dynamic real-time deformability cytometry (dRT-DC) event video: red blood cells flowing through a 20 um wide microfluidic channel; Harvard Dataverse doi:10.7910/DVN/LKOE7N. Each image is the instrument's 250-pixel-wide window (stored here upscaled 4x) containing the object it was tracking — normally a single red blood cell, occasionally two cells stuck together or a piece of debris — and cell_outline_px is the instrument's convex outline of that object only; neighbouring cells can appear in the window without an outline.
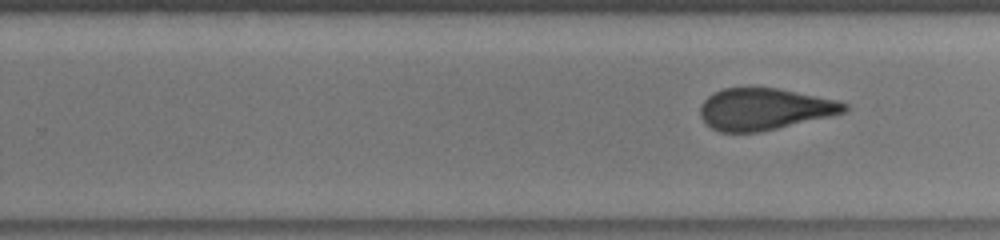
{"species": "human", "species_latin": "Homo sapiens", "temperature_condition": "room temperature", "stored_images_in_passage": 17, "segment_of_instrument_passage": [2, 2], "camera_frame_rate_fps": 3000, "um_per_image_px": 0.085, "donor": {"sex": "male"}, "frame": {"image": 1, "passage_image": 17, "time_ms": 9.0, "image_size_px": [1000, 240], "cell_outline_px": [[848, 108], [844, 112], [832, 116], [760, 132], [720, 132], [712, 128], [700, 116], [700, 104], [708, 96], [724, 88], [776, 88], [840, 100], [848, 104]], "centroid_in_image_um": [65.0, 9.27], "position_along_channel_um": 264.8, "area_um2": 34.97}}